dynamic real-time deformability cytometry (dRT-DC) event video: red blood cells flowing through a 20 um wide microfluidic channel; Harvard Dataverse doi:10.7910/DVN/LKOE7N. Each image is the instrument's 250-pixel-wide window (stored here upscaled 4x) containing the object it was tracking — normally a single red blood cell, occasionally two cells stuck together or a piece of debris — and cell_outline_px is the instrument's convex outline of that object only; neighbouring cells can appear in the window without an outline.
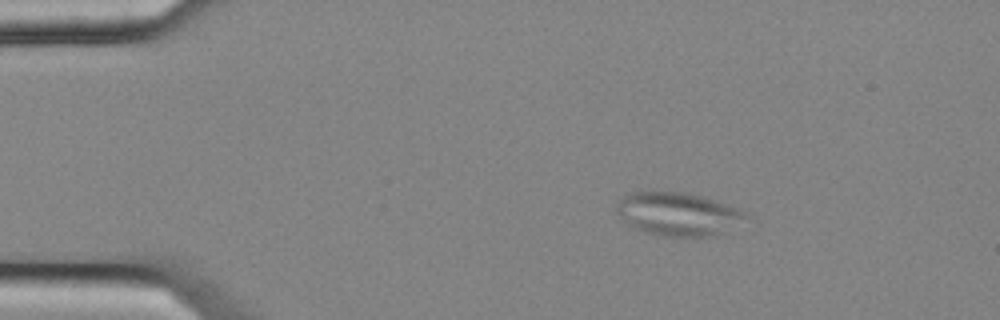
{"species": "common noctule bat (a hibernating species)", "species_latin": "Nyctalus noctula", "temperature_condition": "cold", "stored_images_in_passage": 47, "camera_frame_rate_fps": 3000, "um_per_image_px": 0.085, "animal": {"sex": "female", "body_mass_g": 25.1}, "frame": {"image": 1, "passage_image": 1, "time_ms": 0.0, "image_size_px": [1000, 320], "cell_outline_px": [[748, 216], [724, 232], [716, 236], [660, 236], [636, 228], [628, 224], [616, 212], [616, 204], [624, 196], [632, 192], [688, 192], [704, 196], [740, 208]], "centroid_in_image_um": [57.64, 18.18], "position_along_channel_um": 27.4, "area_um2": 32.37}}
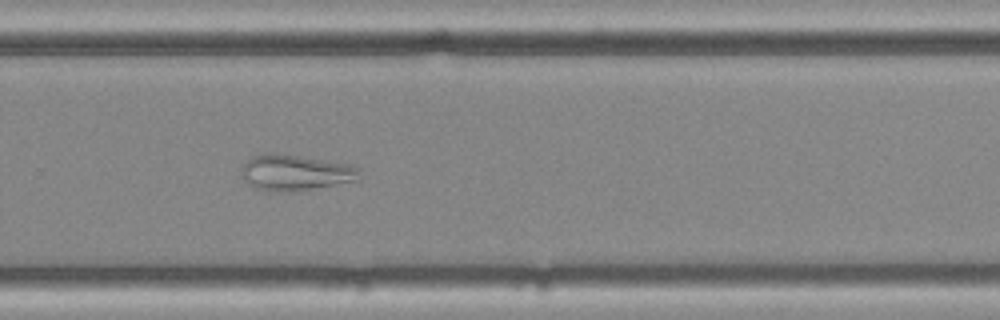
{"frame": {"image": 2, "passage_image": 29, "time_ms": 9.333, "image_size_px": [1000, 320], "cell_outline_px": [[360, 168], [356, 180], [336, 184], [292, 192], [276, 192], [256, 188], [248, 184], [240, 176], [240, 172], [244, 164], [252, 156], [268, 152], [276, 152], [348, 164]], "centroid_in_image_um": [25.02, 14.66], "position_along_channel_um": 304.8, "area_um2": 24.62}}
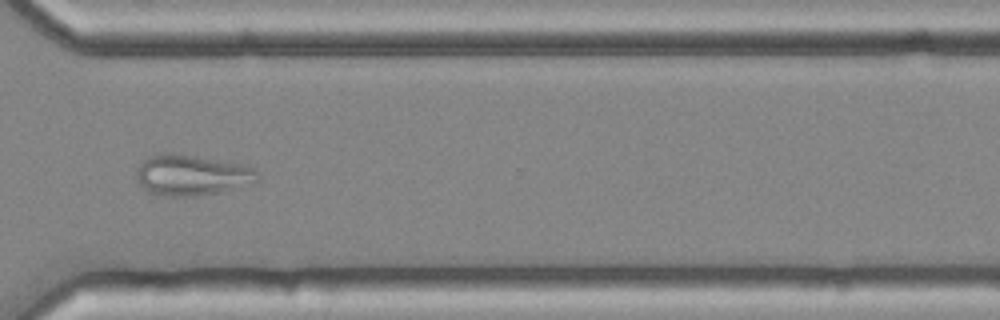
{"frame": {"image": 3, "passage_image": 33, "time_ms": 10.667, "image_size_px": [1000, 320], "cell_outline_px": [[260, 180], [220, 192], [196, 196], [164, 196], [148, 192], [136, 180], [136, 168], [148, 156], [168, 152], [172, 152], [236, 164], [256, 168]], "centroid_in_image_um": [16.24, 14.89], "position_along_channel_um": 354.4, "area_um2": 28.5}, "authors_computed_cell_mechanics": {"area_um2": 28.4376, "velocity_mm_per_s": 3.6686, "shape_relaxation_time_tau1_ms": null, "shape_relaxation_time_tau2_ms": 3.5261, "deformation_change_tau1": null, "deformation_change_tau2": 0.0935}}